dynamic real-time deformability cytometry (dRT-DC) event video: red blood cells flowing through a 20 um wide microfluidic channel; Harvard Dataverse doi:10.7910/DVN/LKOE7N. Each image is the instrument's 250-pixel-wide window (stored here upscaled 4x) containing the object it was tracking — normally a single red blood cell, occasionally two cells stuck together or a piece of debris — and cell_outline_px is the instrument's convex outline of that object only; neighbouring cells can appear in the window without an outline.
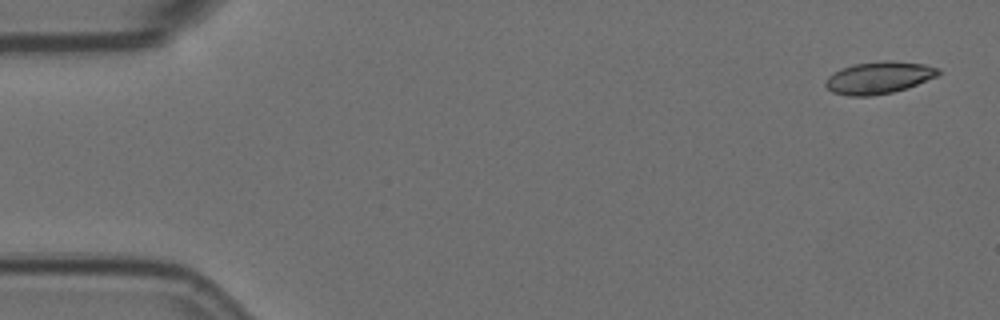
{"species": "Egyptian fruit bat (a non-hibernating species)", "species_latin": "Rousettus aegyptiacus", "temperature_condition": "room temperature", "stored_images_in_passage": 4, "camera_frame_rate_fps": 3000, "um_per_image_px": 0.085, "animal": {"sex": "female"}, "frame": {"image": 1, "passage_image": 1, "time_ms": 0.0, "image_size_px": [1000, 320], "cell_outline_px": [[940, 76], [892, 92], [872, 96], [848, 96], [832, 92], [824, 84], [824, 80], [828, 76], [840, 68], [856, 64], [888, 60], [924, 64], [940, 68]], "centroid_in_image_um": [74.69, 6.6], "position_along_channel_um": 10.3, "area_um2": 21.1}}
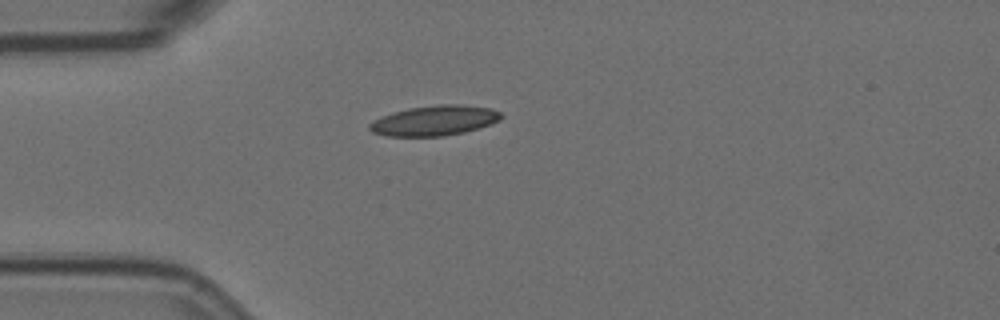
{"frame": {"image": 2, "passage_image": 4, "time_ms": 1.0, "image_size_px": [1000, 320], "cell_outline_px": [[504, 116], [500, 120], [464, 132], [444, 136], [388, 136], [372, 132], [368, 128], [368, 124], [392, 112], [408, 108], [440, 104], [460, 104], [492, 108], [500, 112]], "centroid_in_image_um": [36.94, 10.24], "position_along_channel_um": 48.1, "area_um2": 22.95}}